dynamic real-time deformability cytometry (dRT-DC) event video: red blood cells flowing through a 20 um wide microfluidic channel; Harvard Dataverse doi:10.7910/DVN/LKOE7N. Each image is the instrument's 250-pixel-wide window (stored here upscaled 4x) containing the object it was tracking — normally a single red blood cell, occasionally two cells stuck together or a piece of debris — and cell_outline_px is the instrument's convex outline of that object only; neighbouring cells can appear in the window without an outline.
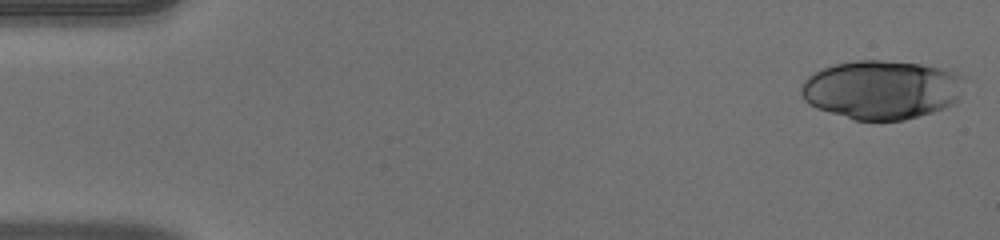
{"species": "human", "species_latin": "Homo sapiens", "temperature_condition": "warm", "stored_images_in_passage": 50, "camera_frame_rate_fps": 3000, "um_per_image_px": 0.085, "donor": {"sex": "male"}, "frame": {"image": 1, "passage_image": 1, "time_ms": 0.0, "image_size_px": [1000, 240], "cell_outline_px": [[964, 76], [960, 92], [956, 104], [932, 112], [904, 120], [856, 120], [816, 108], [808, 104], [804, 100], [800, 92], [800, 84], [812, 72], [836, 64], [856, 60], [880, 60], [920, 64], [940, 68]], "centroid_in_image_um": [74.9, 7.62], "position_along_channel_um": 10.1, "area_um2": 56.01}}
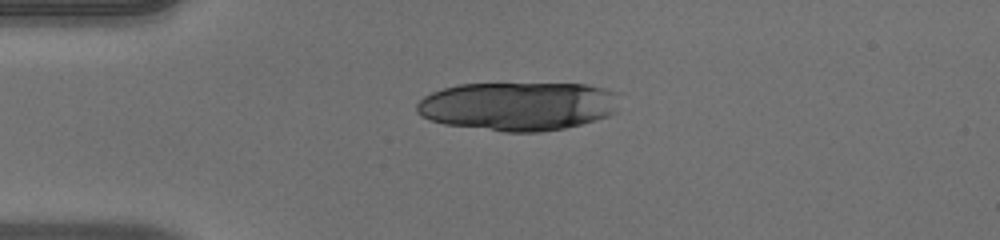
{"frame": {"image": 2, "passage_image": 12, "time_ms": 3.667, "image_size_px": [1000, 240], "cell_outline_px": [[616, 112], [608, 116], [580, 124], [564, 128], [540, 132], [504, 132], [444, 124], [428, 120], [420, 116], [416, 112], [416, 104], [424, 96], [432, 92], [444, 88], [460, 84], [588, 84], [604, 88], [616, 92]], "centroid_in_image_um": [43.99, 9.03], "position_along_channel_um": 41.0, "area_um2": 57.63}}
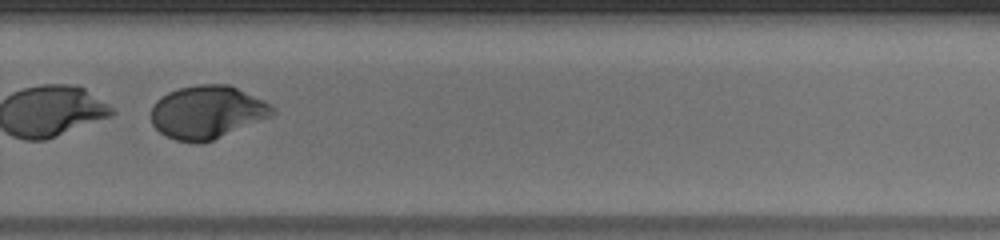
{"frame": {"image": 3, "passage_image": 35, "time_ms": 11.333, "image_size_px": [1000, 240], "cell_outline_px": [[276, 112], [272, 116], [212, 140], [200, 144], [196, 144], [176, 140], [164, 136], [152, 124], [152, 104], [160, 96], [168, 92], [180, 88], [196, 84], [228, 84], [264, 100], [272, 104], [276, 108]], "centroid_in_image_um": [17.61, 9.53], "position_along_channel_um": 312.2, "area_um2": 37.74}}